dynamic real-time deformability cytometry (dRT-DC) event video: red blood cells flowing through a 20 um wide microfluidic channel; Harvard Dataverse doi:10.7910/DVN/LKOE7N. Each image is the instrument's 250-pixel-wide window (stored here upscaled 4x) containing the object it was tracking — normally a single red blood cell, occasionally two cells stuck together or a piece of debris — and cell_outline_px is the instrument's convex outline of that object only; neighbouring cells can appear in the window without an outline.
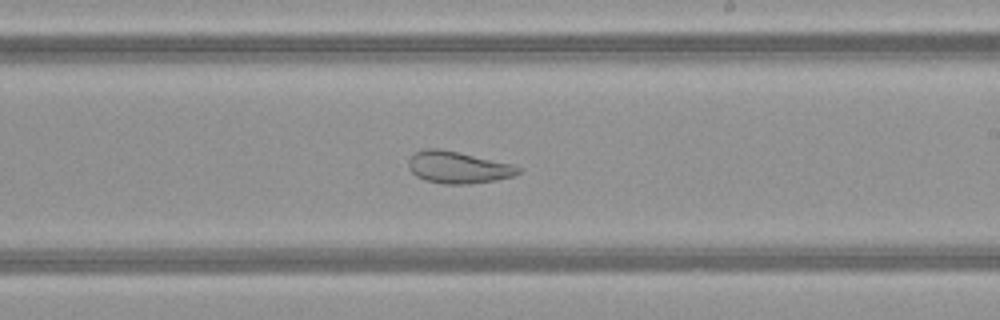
{"species": "common noctule bat (a hibernating species)", "species_latin": "Nyctalus noctula", "temperature_condition": "warm", "stored_images_in_passage": 44, "camera_frame_rate_fps": 3000, "um_per_image_px": 0.085, "animal": {"sex": "female", "body_mass_g": 21.9}, "frame": {"image": 1, "passage_image": 24, "time_ms": 7.667, "image_size_px": [1000, 320], "cell_outline_px": [[520, 172], [516, 176], [496, 180], [468, 184], [444, 184], [424, 180], [416, 176], [408, 168], [408, 160], [416, 152], [424, 148], [440, 148], [460, 152], [512, 164], [520, 168]], "centroid_in_image_um": [38.93, 14.22], "position_along_channel_um": 250.1, "area_um2": 20.58}}
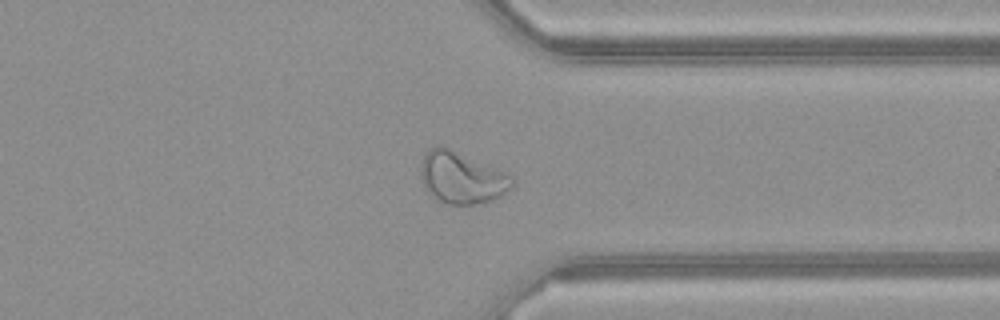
{"frame": {"image": 2, "passage_image": 33, "time_ms": 10.667, "image_size_px": [1000, 320], "cell_outline_px": [[512, 184], [500, 196], [488, 200], [472, 204], [444, 204], [436, 200], [428, 192], [424, 184], [420, 168], [424, 156], [432, 148], [448, 148], [504, 172], [512, 180]], "centroid_in_image_um": [39.19, 15.14], "position_along_channel_um": 372.2, "area_um2": 26.3}}
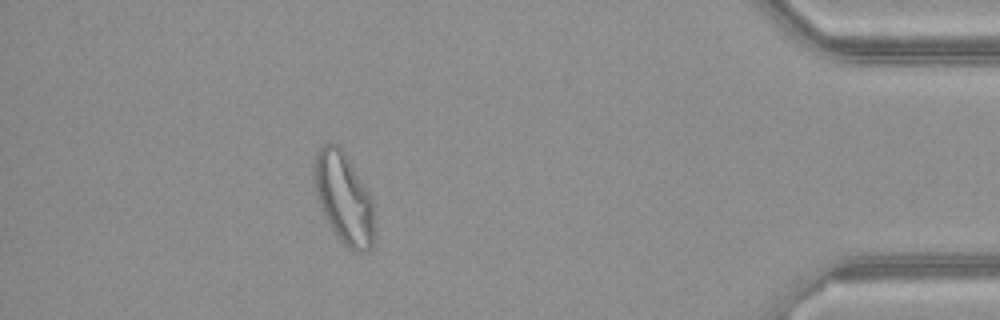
{"frame": {"image": 3, "passage_image": 39, "time_ms": 12.667, "image_size_px": [1000, 320], "cell_outline_px": [[372, 248], [368, 252], [356, 252], [348, 248], [336, 236], [320, 208], [312, 180], [312, 172], [316, 152], [324, 144], [336, 144], [344, 152], [368, 192], [372, 200]], "centroid_in_image_um": [29.17, 16.85], "position_along_channel_um": 406.0, "area_um2": 31.62}, "authors_computed_cell_mechanics": {"area_um2": 28.5821, "velocity_mm_per_s": 4.1336, "shape_relaxation_time_tau1_ms": null, "shape_relaxation_time_tau2_ms": 1.4513, "deformation_change_tau1": null, "deformation_change_tau2": 0.0857}}